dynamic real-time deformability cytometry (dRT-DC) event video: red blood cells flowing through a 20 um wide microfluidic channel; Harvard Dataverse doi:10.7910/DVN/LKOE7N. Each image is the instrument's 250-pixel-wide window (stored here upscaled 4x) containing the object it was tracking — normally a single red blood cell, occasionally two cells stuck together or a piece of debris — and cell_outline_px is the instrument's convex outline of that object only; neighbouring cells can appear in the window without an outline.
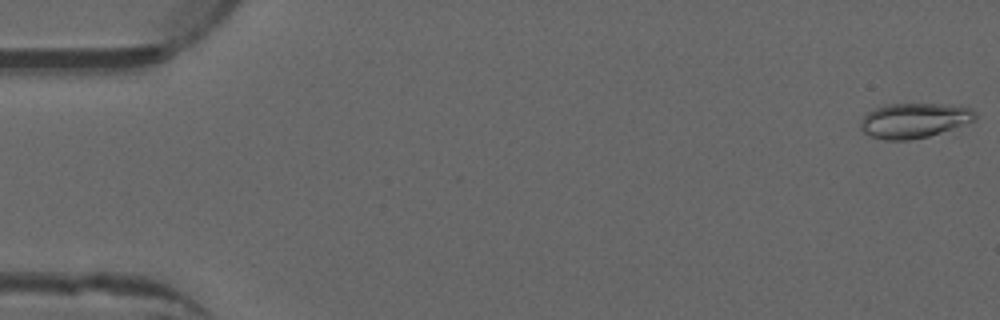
{"species": "common noctule bat (a hibernating species)", "species_latin": "Nyctalus noctula", "temperature_condition": "warm", "stored_images_in_passage": 52, "camera_frame_rate_fps": 3000, "um_per_image_px": 0.085, "animal": {"sex": "male", "forearm_length_mm": 52.5}, "frame": {"image": 1, "passage_image": 1, "time_ms": 0.0, "image_size_px": [1000, 320], "cell_outline_px": [[976, 120], [928, 136], [908, 140], [884, 140], [872, 136], [864, 132], [860, 128], [860, 120], [868, 112], [884, 104], [960, 104], [972, 108], [976, 112]], "centroid_in_image_um": [77.73, 10.22], "position_along_channel_um": 7.3, "area_um2": 23.41}}
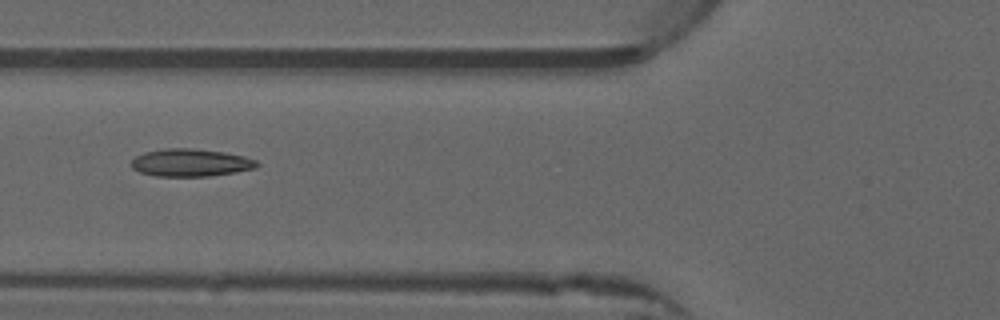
{"frame": {"image": 2, "passage_image": 20, "time_ms": 6.333, "image_size_px": [1000, 320], "cell_outline_px": [[260, 164], [256, 168], [236, 172], [208, 176], [156, 176], [140, 172], [132, 168], [132, 160], [136, 156], [144, 152], [164, 148], [192, 148], [224, 152], [244, 156], [256, 160]], "centroid_in_image_um": [16.22, 13.82], "position_along_channel_um": 109.6, "area_um2": 20.23}}
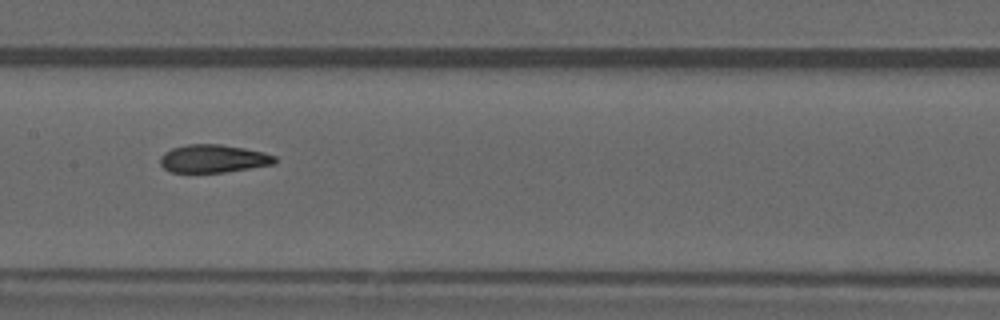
{"frame": {"image": 3, "passage_image": 26, "time_ms": 8.333, "image_size_px": [1000, 320], "cell_outline_px": [[276, 164], [224, 172], [172, 172], [164, 168], [160, 164], [160, 156], [164, 152], [172, 148], [188, 144], [220, 144], [244, 148], [264, 152], [276, 156]], "centroid_in_image_um": [18.14, 13.48], "position_along_channel_um": 189.3, "area_um2": 18.73}, "authors_computed_cell_mechanics": {"area_um2": 19.3919, "velocity_mm_per_s": 3.9679, "shape_relaxation_time_tau1_ms": null, "shape_relaxation_time_tau2_ms": 1.5146, "deformation_change_tau1": null, "deformation_change_tau2": 0.0925}}